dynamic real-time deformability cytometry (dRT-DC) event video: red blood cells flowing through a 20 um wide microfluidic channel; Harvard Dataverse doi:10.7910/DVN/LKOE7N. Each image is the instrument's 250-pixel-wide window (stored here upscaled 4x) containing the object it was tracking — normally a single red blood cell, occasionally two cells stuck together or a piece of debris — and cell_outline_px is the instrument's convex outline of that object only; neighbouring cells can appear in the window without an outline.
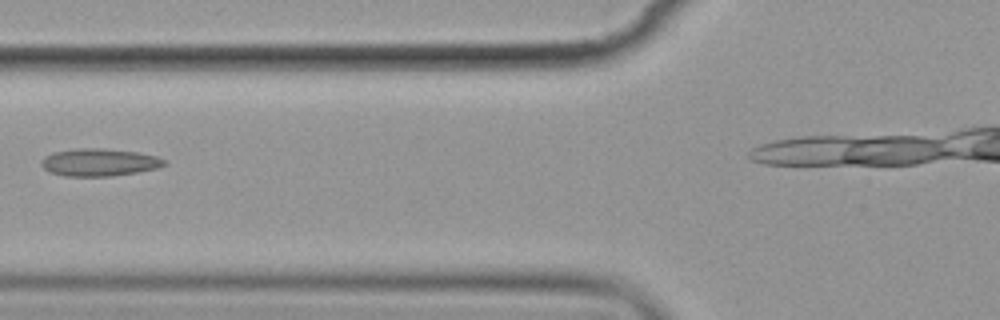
{"species": "common noctule bat (a hibernating species)", "species_latin": "Nyctalus noctula", "temperature_condition": "cold", "stored_images_in_passage": 9, "camera_frame_rate_fps": 3000, "um_per_image_px": 0.085, "animal": {"sex": "female", "body_mass_g": 19.9}, "frame": {"image": 1, "passage_image": 3, "time_ms": 2.667, "image_size_px": [1000, 320], "cell_outline_px": [[168, 164], [160, 168], [112, 176], [64, 176], [48, 172], [40, 164], [40, 160], [44, 156], [52, 152], [76, 148], [104, 148], [136, 152], [156, 156], [164, 160]], "centroid_in_image_um": [8.4, 13.79], "position_along_channel_um": 117.4, "area_um2": 19.94}}
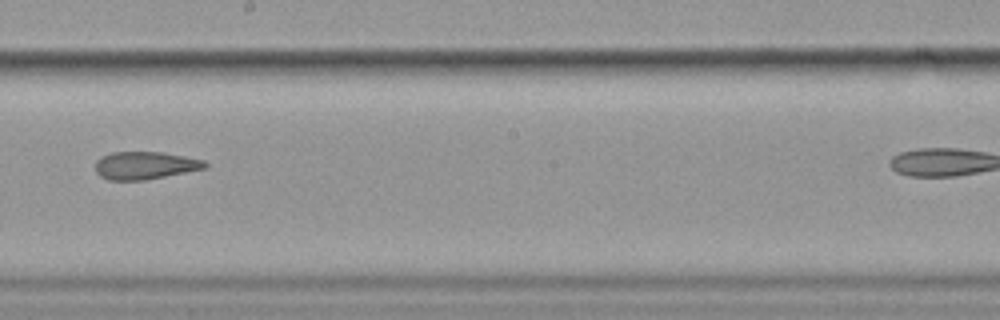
{"frame": {"image": 2, "passage_image": 6, "time_ms": 6.0, "image_size_px": [1000, 320], "cell_outline_px": [[208, 168], [144, 180], [108, 180], [100, 176], [96, 172], [96, 160], [100, 156], [112, 152], [164, 152], [204, 160], [208, 164]], "centroid_in_image_um": [12.33, 14.06], "position_along_channel_um": 235.9, "area_um2": 17.8}}
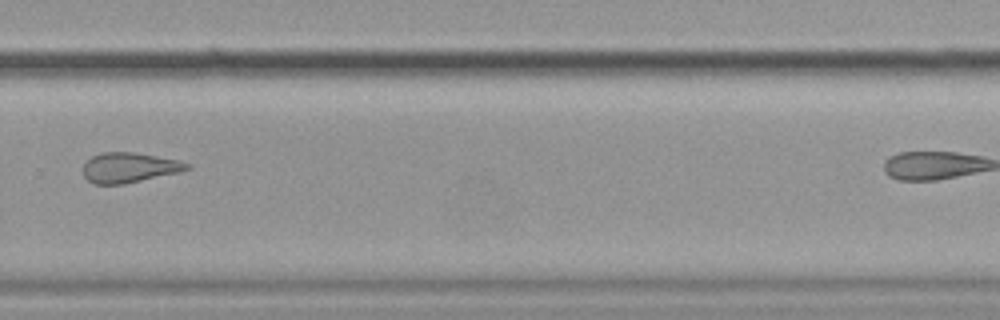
{"frame": {"image": 3, "passage_image": 8, "time_ms": 8.333, "image_size_px": [1000, 320], "cell_outline_px": [[192, 168], [180, 172], [124, 184], [96, 184], [88, 180], [84, 176], [84, 164], [92, 156], [100, 152], [136, 152], [180, 160], [192, 164]], "centroid_in_image_um": [11.04, 14.23], "position_along_channel_um": 318.8, "area_um2": 18.32}}